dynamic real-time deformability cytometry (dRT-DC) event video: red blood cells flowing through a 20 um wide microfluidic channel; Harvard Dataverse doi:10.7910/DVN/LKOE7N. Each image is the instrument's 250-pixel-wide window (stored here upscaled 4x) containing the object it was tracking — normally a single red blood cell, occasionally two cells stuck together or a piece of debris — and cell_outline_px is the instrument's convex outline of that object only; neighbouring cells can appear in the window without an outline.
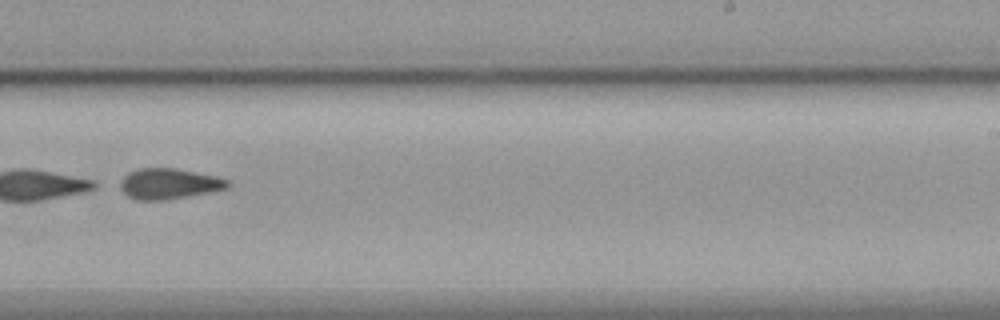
{"species": "common noctule bat (a hibernating species)", "species_latin": "Nyctalus noctula", "temperature_condition": "cold", "stored_images_in_passage": 50, "segment_of_instrument_passage": [2, 2], "camera_frame_rate_fps": 3000, "um_per_image_px": 0.085, "animal": {"sex": "female", "body_mass_g": 19.9}, "frame": {"image": 1, "passage_image": 30, "time_ms": 9.667, "image_size_px": [1000, 320], "cell_outline_px": [[228, 188], [208, 192], [164, 200], [136, 200], [128, 196], [120, 188], [120, 180], [128, 172], [140, 168], [176, 168], [216, 176], [228, 180]], "centroid_in_image_um": [14.32, 15.61], "position_along_channel_um": 274.7, "area_um2": 19.02}}